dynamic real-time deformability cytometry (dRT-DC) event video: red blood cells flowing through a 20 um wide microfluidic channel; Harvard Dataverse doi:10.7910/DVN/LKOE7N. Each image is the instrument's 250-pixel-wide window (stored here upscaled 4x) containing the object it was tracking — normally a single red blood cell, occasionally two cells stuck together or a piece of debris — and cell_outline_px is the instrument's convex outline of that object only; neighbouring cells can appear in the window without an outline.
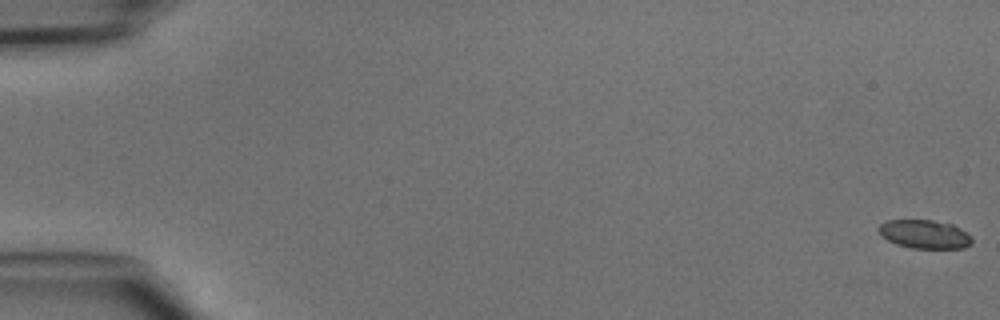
{"species": "common noctule bat (a hibernating species)", "species_latin": "Nyctalus noctula", "temperature_condition": "cold", "stored_images_in_passage": 33, "camera_frame_rate_fps": 3000, "um_per_image_px": 0.085, "animal": {"sex": "male", "body_mass_g": 15.6}, "frame": {"image": 1, "passage_image": 1, "time_ms": 0.0, "image_size_px": [1000, 320], "cell_outline_px": [[972, 244], [964, 248], [912, 248], [896, 244], [880, 236], [876, 228], [880, 224], [888, 220], [932, 220], [952, 224], [960, 228], [972, 236]], "centroid_in_image_um": [78.58, 19.91], "position_along_channel_um": 6.4, "area_um2": 15.72}}
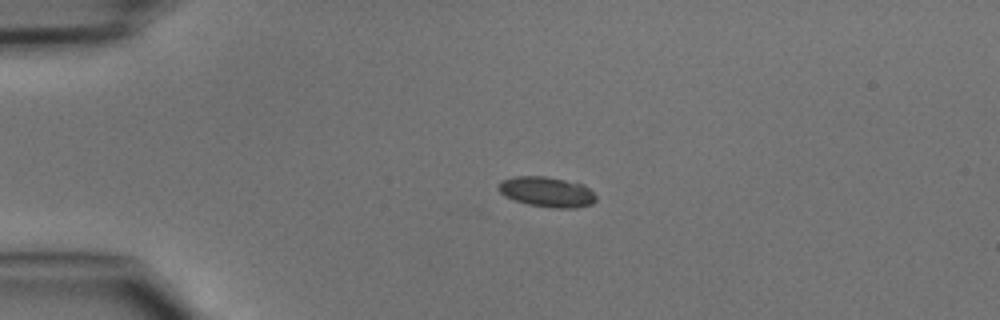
{"frame": {"image": 2, "passage_image": 12, "time_ms": 3.667, "image_size_px": [1000, 320], "cell_outline_px": [[596, 200], [592, 204], [576, 208], [556, 208], [528, 204], [504, 196], [496, 188], [500, 180], [512, 176], [544, 176], [584, 184], [596, 196]], "centroid_in_image_um": [46.45, 16.3], "position_along_channel_um": 38.5, "area_um2": 17.22}}